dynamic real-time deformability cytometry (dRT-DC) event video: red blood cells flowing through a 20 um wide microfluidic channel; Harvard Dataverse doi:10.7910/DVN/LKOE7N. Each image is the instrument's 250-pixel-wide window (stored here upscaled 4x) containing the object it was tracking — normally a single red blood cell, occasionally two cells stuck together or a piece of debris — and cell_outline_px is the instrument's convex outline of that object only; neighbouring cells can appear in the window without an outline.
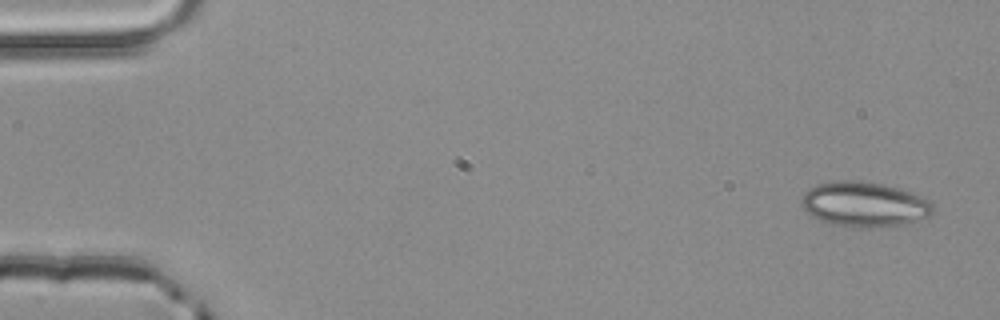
{"species": "common noctule bat (a hibernating species)", "species_latin": "Nyctalus noctula", "temperature_condition": "room temperature", "stored_images_in_passage": 5, "segment_of_instrument_passage": [1, 2], "camera_frame_rate_fps": 3000, "um_per_image_px": 0.085, "animal": {"sex": "male", "body_mass_g": 20.4}, "frame": {"image": 1, "passage_image": 1, "time_ms": 0.0, "image_size_px": [1000, 320], "cell_outline_px": [[936, 212], [928, 216], [900, 224], [872, 228], [832, 224], [820, 220], [812, 216], [800, 204], [800, 196], [808, 188], [816, 184], [832, 180], [852, 180], [884, 184], [900, 188], [932, 200], [936, 208]], "centroid_in_image_um": [73.46, 17.34], "position_along_channel_um": 11.5, "area_um2": 34.74}}